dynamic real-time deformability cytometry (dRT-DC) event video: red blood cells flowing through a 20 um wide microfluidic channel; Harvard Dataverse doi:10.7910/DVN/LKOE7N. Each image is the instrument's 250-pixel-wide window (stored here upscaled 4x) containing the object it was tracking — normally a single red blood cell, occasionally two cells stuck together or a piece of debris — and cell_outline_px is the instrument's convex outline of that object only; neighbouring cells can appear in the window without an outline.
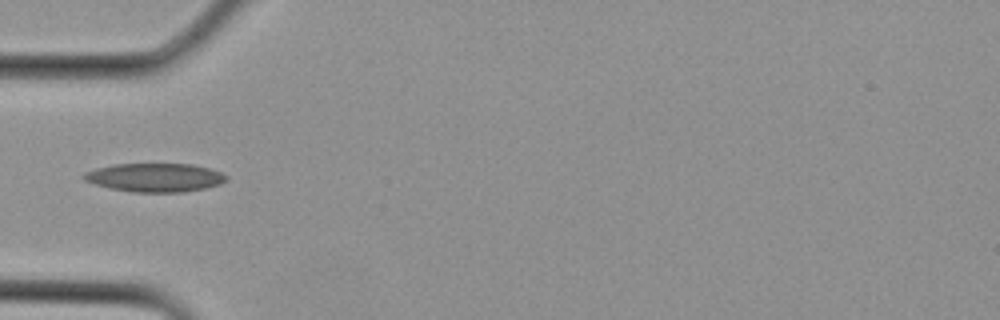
{"species": "Egyptian fruit bat (a non-hibernating species)", "species_latin": "Rousettus aegyptiacus", "temperature_condition": "cold", "stored_images_in_passage": 1, "camera_frame_rate_fps": 3000, "um_per_image_px": 0.085, "animal": {"sex": "female"}, "frame": {"image": 1, "passage_image": 1, "time_ms": 0.0, "image_size_px": [1000, 320], "cell_outline_px": [[228, 180], [220, 184], [204, 188], [184, 192], [132, 192], [108, 188], [84, 180], [84, 172], [96, 168], [116, 164], [192, 164], [208, 168], [220, 172], [228, 176]], "centroid_in_image_um": [13.18, 15.09], "position_along_channel_um": 71.8, "area_um2": 23.7}}